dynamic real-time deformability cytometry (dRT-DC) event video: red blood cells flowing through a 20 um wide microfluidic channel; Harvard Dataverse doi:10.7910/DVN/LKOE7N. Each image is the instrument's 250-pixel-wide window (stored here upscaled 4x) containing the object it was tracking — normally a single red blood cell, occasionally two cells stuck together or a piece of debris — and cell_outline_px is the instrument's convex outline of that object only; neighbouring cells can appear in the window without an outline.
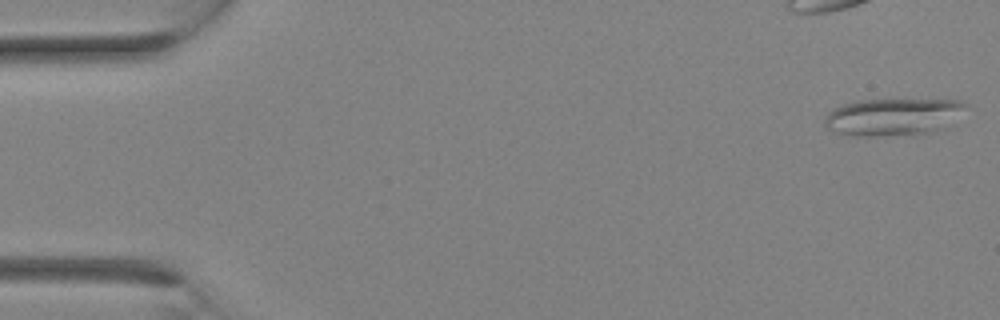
{"species": "Egyptian fruit bat (a non-hibernating species)", "species_latin": "Rousettus aegyptiacus", "temperature_condition": "room temperature", "stored_images_in_passage": 16, "camera_frame_rate_fps": 3000, "um_per_image_px": 0.085, "animal": {"sex": "female"}, "frame": {"image": 1, "passage_image": 1, "time_ms": 0.0, "image_size_px": [1000, 320], "cell_outline_px": [[968, 104], [936, 128], [928, 132], [876, 136], [852, 136], [836, 132], [828, 128], [824, 124], [824, 120], [828, 112], [832, 108], [844, 104], [860, 100], [960, 100]], "centroid_in_image_um": [75.7, 9.91], "position_along_channel_um": 9.3, "area_um2": 29.25}}